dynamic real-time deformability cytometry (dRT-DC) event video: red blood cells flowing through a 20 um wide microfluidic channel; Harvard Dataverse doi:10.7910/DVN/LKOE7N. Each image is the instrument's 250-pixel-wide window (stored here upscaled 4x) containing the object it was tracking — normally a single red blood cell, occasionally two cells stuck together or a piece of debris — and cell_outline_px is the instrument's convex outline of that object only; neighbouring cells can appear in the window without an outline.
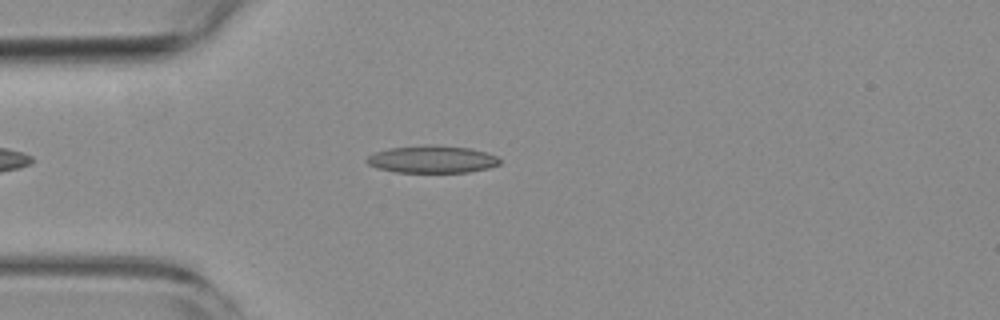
{"species": "common noctule bat (a hibernating species)", "species_latin": "Nyctalus noctula", "temperature_condition": "room temperature", "stored_images_in_passage": 42, "camera_frame_rate_fps": 3000, "um_per_image_px": 0.085, "animal": {"sex": "female", "body_mass_g": 19.3, "forearm_length_mm": 54.1}, "frame": {"image": 1, "passage_image": 8, "time_ms": 2.333, "image_size_px": [1000, 320], "cell_outline_px": [[500, 164], [488, 168], [468, 172], [396, 172], [376, 168], [368, 164], [364, 160], [368, 156], [376, 152], [388, 148], [424, 144], [432, 144], [472, 148], [496, 156], [500, 160]], "centroid_in_image_um": [36.7, 13.53], "position_along_channel_um": 48.3, "area_um2": 21.39}}
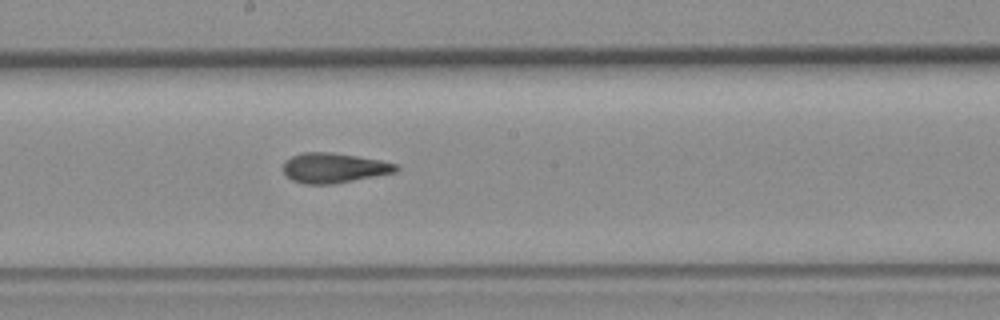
{"frame": {"image": 2, "passage_image": 23, "time_ms": 7.333, "image_size_px": [1000, 320], "cell_outline_px": [[400, 168], [396, 172], [332, 184], [304, 184], [292, 180], [284, 172], [284, 160], [292, 156], [304, 152], [332, 152], [380, 160], [396, 164]], "centroid_in_image_um": [28.37, 14.27], "position_along_channel_um": 219.8, "area_um2": 19.54}}
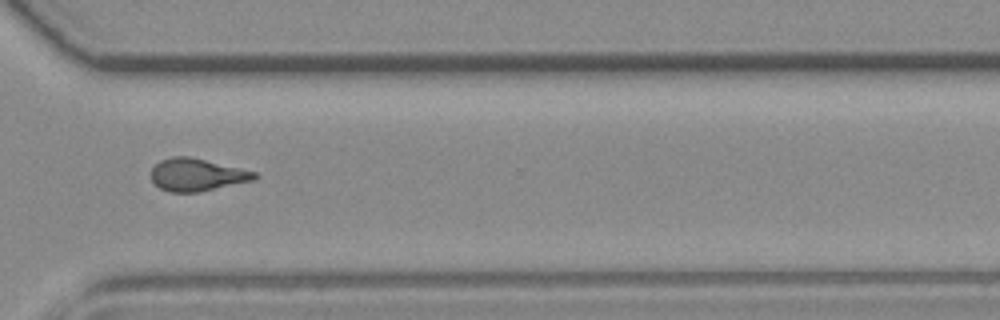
{"frame": {"image": 3, "passage_image": 34, "time_ms": 11.0, "image_size_px": [1000, 320], "cell_outline_px": [[260, 176], [256, 180], [200, 192], [168, 192], [160, 188], [152, 180], [152, 168], [160, 160], [172, 156], [188, 156], [240, 168], [256, 172]], "centroid_in_image_um": [16.77, 14.86], "position_along_channel_um": 353.8, "area_um2": 19.65}, "authors_computed_cell_mechanics": {"area_um2": 19.6809, "velocity_mm_per_s": 3.656, "shape_relaxation_time_tau1_ms": null, "shape_relaxation_time_tau2_ms": 1.7561, "deformation_change_tau1": null, "deformation_change_tau2": 0.0991}}